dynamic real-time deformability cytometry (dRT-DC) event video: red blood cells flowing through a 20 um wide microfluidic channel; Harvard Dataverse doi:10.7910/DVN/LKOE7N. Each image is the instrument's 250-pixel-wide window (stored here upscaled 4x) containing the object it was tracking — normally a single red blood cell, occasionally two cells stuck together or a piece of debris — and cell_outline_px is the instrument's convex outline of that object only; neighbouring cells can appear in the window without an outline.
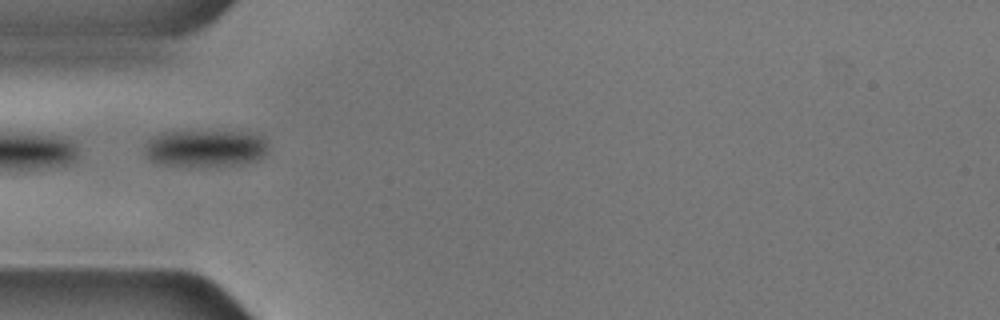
{"species": "common noctule bat (a hibernating species)", "species_latin": "Nyctalus noctula", "temperature_condition": "cold", "stored_images_in_passage": 9, "camera_frame_rate_fps": 3000, "um_per_image_px": 0.085, "animal": {"sex": "male", "body_mass_g": 17.9, "forearm_length_mm": 54.2}, "frame": {"image": 1, "passage_image": 4, "time_ms": 1.0, "image_size_px": [1000, 320], "cell_outline_px": [[268, 148], [264, 156], [260, 160], [252, 164], [152, 164], [144, 156], [144, 140], [148, 136], [164, 128], [216, 128], [256, 132], [264, 136], [268, 144]], "centroid_in_image_um": [17.39, 12.46], "position_along_channel_um": 67.6, "area_um2": 29.36}}